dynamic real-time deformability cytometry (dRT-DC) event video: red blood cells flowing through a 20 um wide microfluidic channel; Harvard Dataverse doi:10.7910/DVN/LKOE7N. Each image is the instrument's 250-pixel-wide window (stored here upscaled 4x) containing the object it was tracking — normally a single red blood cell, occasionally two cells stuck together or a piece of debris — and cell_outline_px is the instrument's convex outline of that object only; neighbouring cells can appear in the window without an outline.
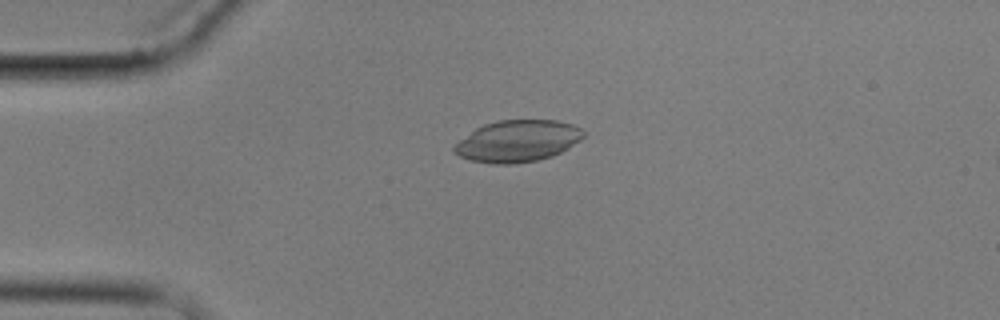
{"species": "common noctule bat (a hibernating species)", "species_latin": "Nyctalus noctula", "temperature_condition": "cold", "stored_images_in_passage": 5, "camera_frame_rate_fps": 3000, "um_per_image_px": 0.085, "animal": {"sex": "male", "body_mass_g": 17.9}, "frame": {"image": 1, "passage_image": 3, "time_ms": 2.333, "image_size_px": [1000, 320], "cell_outline_px": [[584, 136], [580, 140], [568, 148], [552, 156], [536, 160], [516, 164], [492, 164], [472, 160], [460, 156], [452, 152], [452, 148], [460, 140], [476, 128], [484, 124], [500, 120], [556, 120], [572, 124], [580, 128], [584, 132]], "centroid_in_image_um": [43.99, 11.99], "position_along_channel_um": 41.0, "area_um2": 31.27}}